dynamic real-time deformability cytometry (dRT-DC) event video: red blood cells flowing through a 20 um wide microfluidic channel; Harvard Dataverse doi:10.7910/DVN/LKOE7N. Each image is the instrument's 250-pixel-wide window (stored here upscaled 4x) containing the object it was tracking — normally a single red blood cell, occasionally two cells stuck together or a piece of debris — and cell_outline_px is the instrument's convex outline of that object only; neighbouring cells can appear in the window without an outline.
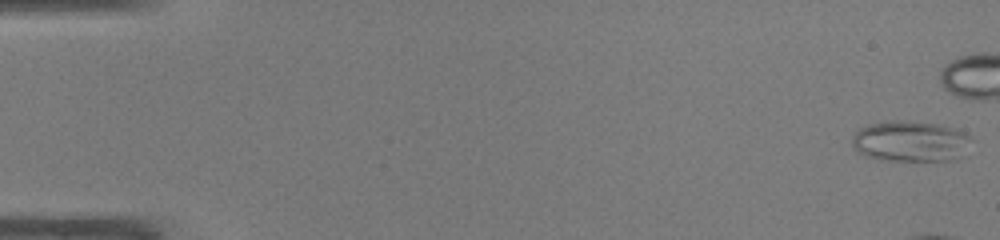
{"species": "common noctule bat (a hibernating species)", "species_latin": "Nyctalus noctula", "temperature_condition": "warm", "stored_images_in_passage": 12, "camera_frame_rate_fps": 3000, "um_per_image_px": 0.085, "animal": {"sex": "male", "body_mass_g": 19.0, "forearm_length_mm": 50.8}, "frame": {"image": 1, "passage_image": 1, "time_ms": 0.0, "image_size_px": [1000, 240], "cell_outline_px": [[976, 140], [960, 156], [952, 160], [888, 160], [868, 156], [852, 148], [852, 136], [856, 128], [868, 124], [888, 120], [900, 120], [936, 124], [956, 128], [964, 132]], "centroid_in_image_um": [77.4, 11.98], "position_along_channel_um": 7.6, "area_um2": 28.61}}